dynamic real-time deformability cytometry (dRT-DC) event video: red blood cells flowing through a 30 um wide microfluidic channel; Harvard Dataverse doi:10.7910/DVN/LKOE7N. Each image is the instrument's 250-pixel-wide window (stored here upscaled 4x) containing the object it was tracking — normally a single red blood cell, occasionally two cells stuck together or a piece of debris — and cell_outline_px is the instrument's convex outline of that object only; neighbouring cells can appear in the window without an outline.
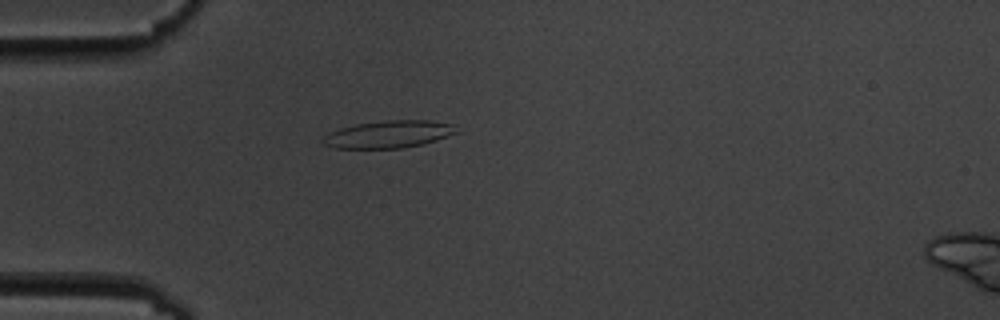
{"species": "common noctule bat (a hibernating species)", "species_latin": "Nyctalus noctula", "temperature_condition": "cold", "stored_images_in_passage": 4, "camera_frame_rate_fps": 3000, "um_per_image_px": 0.085, "animal": {"sex": "male", "body_mass_g": 19.5, "forearm_length_mm": 54.6}, "frame": {"image": 1, "passage_image": 4, "time_ms": 3.333, "image_size_px": [1000, 320], "cell_outline_px": [[464, 132], [424, 144], [404, 148], [332, 148], [324, 144], [320, 140], [328, 132], [340, 128], [356, 124], [388, 120], [432, 120], [452, 124]], "centroid_in_image_um": [33.11, 11.41], "position_along_channel_um": 51.9, "area_um2": 21.73}}